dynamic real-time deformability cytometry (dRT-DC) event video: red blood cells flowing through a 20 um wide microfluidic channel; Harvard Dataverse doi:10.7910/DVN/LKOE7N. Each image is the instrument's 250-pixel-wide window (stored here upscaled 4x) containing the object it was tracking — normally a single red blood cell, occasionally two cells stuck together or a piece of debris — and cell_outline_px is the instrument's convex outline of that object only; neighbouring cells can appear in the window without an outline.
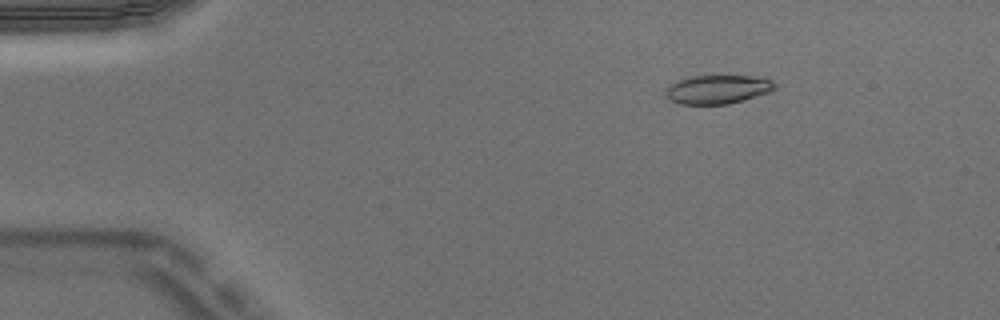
{"species": "Egyptian fruit bat (a non-hibernating species)", "species_latin": "Rousettus aegyptiacus", "temperature_condition": "warm", "stored_images_in_passage": 4, "camera_frame_rate_fps": 3000, "um_per_image_px": 0.085, "animal": {"sex": "male"}, "frame": {"image": 1, "passage_image": 2, "time_ms": 0.333, "image_size_px": [1000, 320], "cell_outline_px": [[776, 88], [768, 92], [756, 96], [728, 104], [680, 104], [668, 100], [664, 92], [672, 84], [688, 76], [752, 76], [772, 80], [776, 84]], "centroid_in_image_um": [60.98, 7.6], "position_along_channel_um": 24.0, "area_um2": 18.15}}